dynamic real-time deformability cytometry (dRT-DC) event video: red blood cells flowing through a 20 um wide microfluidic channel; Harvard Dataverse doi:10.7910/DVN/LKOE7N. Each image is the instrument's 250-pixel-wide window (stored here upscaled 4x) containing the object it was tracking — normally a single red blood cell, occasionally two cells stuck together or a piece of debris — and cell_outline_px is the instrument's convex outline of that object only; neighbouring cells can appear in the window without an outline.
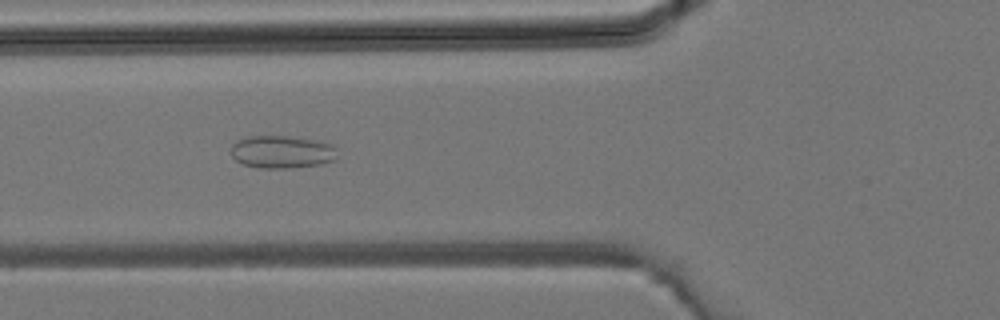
{"species": "common noctule bat (a hibernating species)", "species_latin": "Nyctalus noctula", "temperature_condition": "room temperature", "stored_images_in_passage": 35, "camera_frame_rate_fps": 3000, "um_per_image_px": 0.085, "animal": {"sex": "male", "body_mass_g": 19.2, "forearm_length_mm": 51.8}, "frame": {"image": 1, "passage_image": 13, "time_ms": 4.0, "image_size_px": [1000, 320], "cell_outline_px": [[336, 160], [320, 164], [284, 168], [256, 168], [244, 164], [236, 160], [232, 156], [232, 144], [236, 140], [244, 136], [288, 136], [312, 140], [332, 144], [336, 148]], "centroid_in_image_um": [23.93, 12.91], "position_along_channel_um": 101.9, "area_um2": 20.23}}
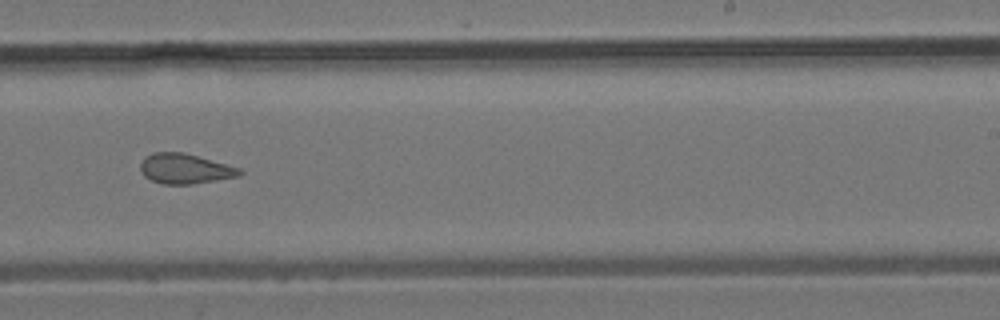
{"frame": {"image": 2, "passage_image": 22, "time_ms": 7.0, "image_size_px": [1000, 320], "cell_outline_px": [[244, 172], [240, 176], [192, 184], [164, 184], [152, 180], [144, 176], [140, 172], [140, 164], [144, 156], [152, 152], [184, 152], [240, 168]], "centroid_in_image_um": [15.7, 14.33], "position_along_channel_um": 273.3, "area_um2": 17.46}}
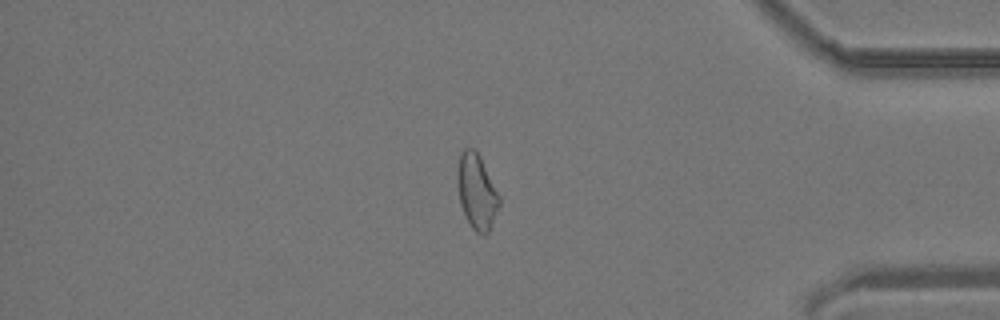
{"frame": {"image": 3, "passage_image": 30, "time_ms": 9.667, "image_size_px": [1000, 320], "cell_outline_px": [[500, 204], [488, 232], [476, 232], [472, 228], [460, 204], [456, 180], [460, 152], [464, 148], [476, 148], [500, 196]], "centroid_in_image_um": [40.51, 16.22], "position_along_channel_um": 394.7, "area_um2": 18.15}}